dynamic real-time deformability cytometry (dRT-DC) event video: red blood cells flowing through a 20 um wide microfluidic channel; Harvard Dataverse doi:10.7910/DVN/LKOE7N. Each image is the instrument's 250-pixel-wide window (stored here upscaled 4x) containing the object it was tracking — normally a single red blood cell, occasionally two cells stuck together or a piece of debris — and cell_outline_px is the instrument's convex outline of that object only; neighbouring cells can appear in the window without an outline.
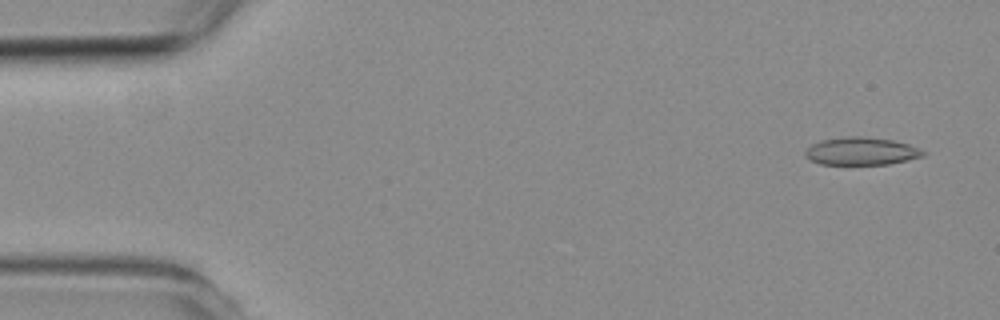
{"species": "common noctule bat (a hibernating species)", "species_latin": "Nyctalus noctula", "temperature_condition": "room temperature", "stored_images_in_passage": 3, "camera_frame_rate_fps": 3000, "um_per_image_px": 0.085, "animal": {"sex": "female", "body_mass_g": 19.3, "forearm_length_mm": 54.1}, "frame": {"image": 1, "passage_image": 1, "time_ms": 0.0, "image_size_px": [1000, 320], "cell_outline_px": [[928, 152], [924, 156], [908, 160], [888, 164], [820, 164], [808, 160], [804, 156], [804, 152], [812, 144], [824, 140], [844, 136], [864, 136], [892, 140], [908, 144]], "centroid_in_image_um": [73.21, 12.85], "position_along_channel_um": 11.8, "area_um2": 19.13}}
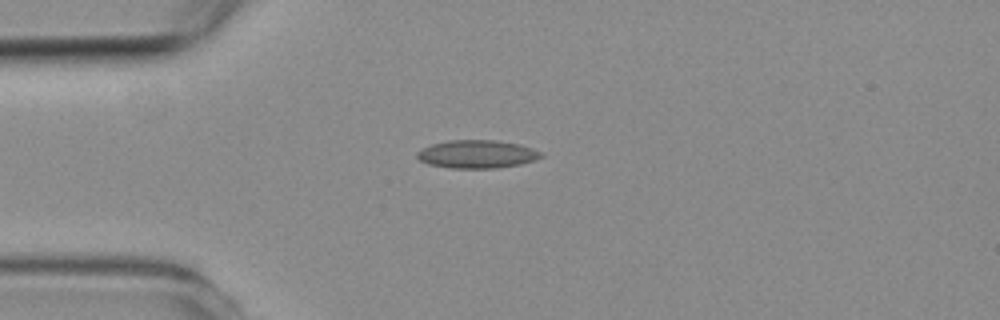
{"frame": {"image": 2, "passage_image": 3, "time_ms": 3.333, "image_size_px": [1000, 320], "cell_outline_px": [[544, 156], [520, 164], [496, 168], [448, 168], [428, 164], [420, 160], [416, 156], [416, 152], [432, 144], [448, 140], [496, 140], [520, 144], [532, 148], [540, 152]], "centroid_in_image_um": [40.52, 13.1], "position_along_channel_um": 44.5, "area_um2": 20.23}}